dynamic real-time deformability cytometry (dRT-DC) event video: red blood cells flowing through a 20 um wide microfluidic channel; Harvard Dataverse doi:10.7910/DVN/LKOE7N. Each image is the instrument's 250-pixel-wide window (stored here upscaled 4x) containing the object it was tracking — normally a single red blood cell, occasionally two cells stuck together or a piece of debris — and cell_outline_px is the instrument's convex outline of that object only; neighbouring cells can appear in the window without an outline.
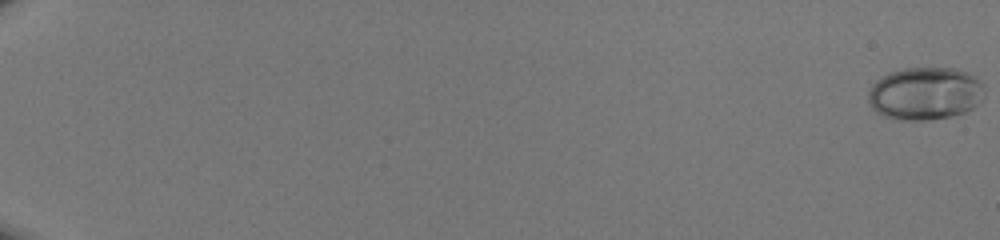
{"species": "human", "species_latin": "Homo sapiens", "temperature_condition": "room temperature", "stored_images_in_passage": 52, "camera_frame_rate_fps": 3000, "um_per_image_px": 0.085, "donor": {"sex": "male"}, "frame": {"image": 1, "passage_image": 1, "time_ms": 0.0, "image_size_px": [1000, 240], "cell_outline_px": [[984, 100], [972, 108], [964, 112], [952, 116], [928, 120], [896, 120], [884, 116], [876, 112], [868, 104], [868, 92], [872, 84], [876, 80], [892, 72], [904, 68], [956, 68], [968, 72], [976, 76], [980, 80], [984, 88]], "centroid_in_image_um": [78.65, 7.95], "position_along_channel_um": 6.3, "area_um2": 36.18}}
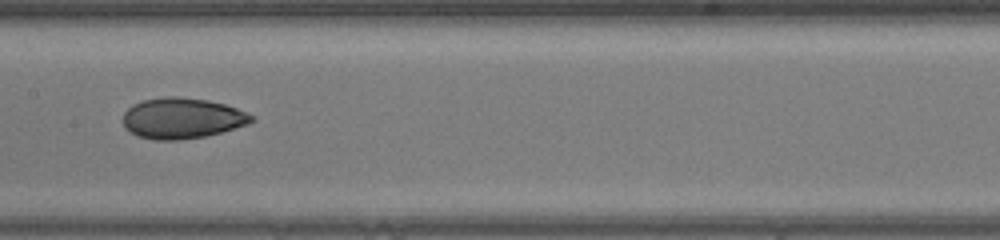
{"frame": {"image": 2, "passage_image": 31, "time_ms": 10.0, "image_size_px": [1000, 240], "cell_outline_px": [[256, 120], [248, 124], [220, 132], [204, 136], [180, 140], [156, 140], [136, 136], [124, 128], [124, 112], [132, 104], [144, 100], [168, 96], [176, 96], [208, 100], [224, 104], [236, 108], [256, 116]], "centroid_in_image_um": [15.48, 10.05], "position_along_channel_um": 191.9, "area_um2": 30.58}}
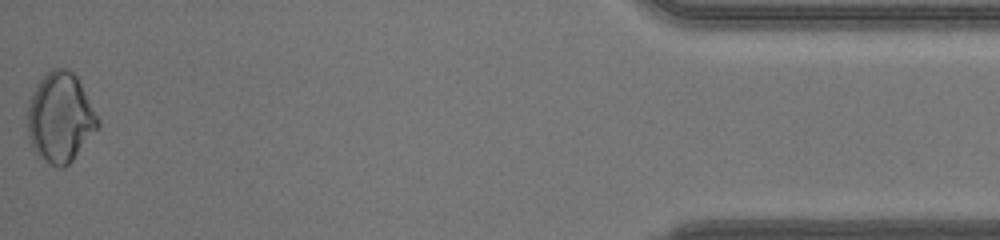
{"frame": {"image": 3, "passage_image": 52, "time_ms": 17.0, "image_size_px": [1000, 240], "cell_outline_px": [[100, 128], [72, 160], [64, 168], [60, 168], [40, 160], [32, 148], [28, 136], [28, 104], [36, 84], [52, 68], [68, 68], [76, 76], [100, 120]], "centroid_in_image_um": [5.13, 10.03], "position_along_channel_um": 430.1, "area_um2": 36.93}}